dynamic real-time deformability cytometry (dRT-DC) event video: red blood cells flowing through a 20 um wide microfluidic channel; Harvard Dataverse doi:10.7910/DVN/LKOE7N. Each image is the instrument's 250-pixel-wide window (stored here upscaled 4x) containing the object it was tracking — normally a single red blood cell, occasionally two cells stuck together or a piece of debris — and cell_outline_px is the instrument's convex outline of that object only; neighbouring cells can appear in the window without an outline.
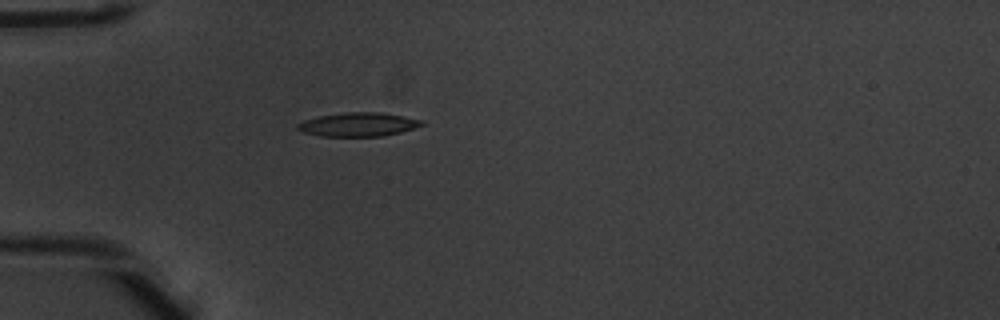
{"species": "common noctule bat (a hibernating species)", "species_latin": "Nyctalus noctula", "temperature_condition": "warm", "stored_images_in_passage": 1, "camera_frame_rate_fps": 3000, "um_per_image_px": 0.085, "animal": {"sex": "male", "body_mass_g": 20.1, "forearm_length_mm": 53.5}, "frame": {"image": 1, "passage_image": 1, "time_ms": 0.0, "image_size_px": [1000, 320], "cell_outline_px": [[424, 124], [400, 132], [380, 136], [320, 136], [304, 132], [296, 128], [296, 124], [304, 120], [320, 116], [348, 112], [376, 112], [424, 120]], "centroid_in_image_um": [30.41, 10.58], "position_along_channel_um": 54.6, "area_um2": 16.88}}